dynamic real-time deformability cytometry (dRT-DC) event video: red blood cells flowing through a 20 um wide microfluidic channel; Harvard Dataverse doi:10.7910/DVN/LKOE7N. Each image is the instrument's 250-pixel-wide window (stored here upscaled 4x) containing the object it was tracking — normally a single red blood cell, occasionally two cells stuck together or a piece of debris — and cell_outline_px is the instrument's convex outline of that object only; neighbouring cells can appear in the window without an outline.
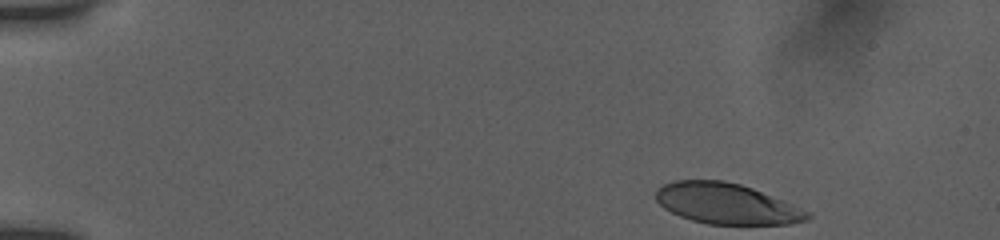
{"species": "human", "species_latin": "Homo sapiens", "temperature_condition": "room temperature", "stored_images_in_passage": 48, "camera_frame_rate_fps": 3000, "um_per_image_px": 0.085, "donor": {"sex": "female"}, "frame": {"image": 1, "passage_image": 1, "time_ms": 0.0, "image_size_px": [1000, 240], "cell_outline_px": [[812, 216], [808, 220], [792, 224], [708, 224], [692, 220], [680, 216], [664, 208], [656, 200], [656, 192], [664, 184], [676, 180], [724, 180], [740, 184], [752, 188], [784, 200], [812, 212]], "centroid_in_image_um": [61.82, 17.31], "position_along_channel_um": 23.2, "area_um2": 36.01}}
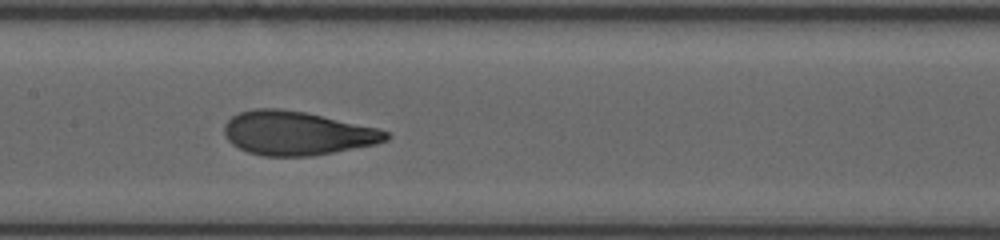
{"frame": {"image": 2, "passage_image": 25, "time_ms": 7.0, "image_size_px": [1000, 240], "cell_outline_px": [[392, 136], [388, 140], [376, 144], [312, 156], [264, 156], [248, 152], [232, 144], [228, 140], [224, 132], [224, 124], [232, 116], [240, 112], [256, 108], [280, 108], [304, 112], [380, 128], [388, 132]], "centroid_in_image_um": [25.27, 11.32], "position_along_channel_um": 182.1, "area_um2": 41.38}}
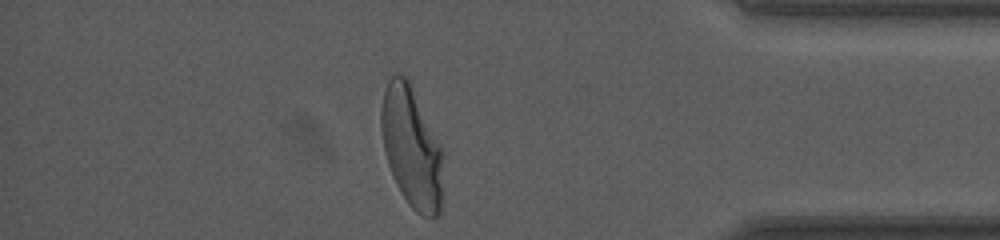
{"frame": {"image": 3, "passage_image": 47, "time_ms": 13.333, "image_size_px": [1000, 240], "cell_outline_px": [[444, 156], [440, 212], [432, 220], [416, 212], [408, 204], [400, 192], [396, 184], [388, 164], [384, 152], [380, 128], [380, 108], [384, 92], [388, 80], [392, 76], [408, 76], [444, 148]], "centroid_in_image_um": [35.01, 12.51], "position_along_channel_um": 400.2, "area_um2": 44.8}, "authors_computed_cell_mechanics": {"area_um2": 41.1536, "velocity_mm_per_s": 3.8523, "shape_relaxation_time_tau1_ms": 4.602, "shape_relaxation_time_tau2_ms": 0.7656, "deformation_change_tau1": 0.1925, "deformation_change_tau2": 0.0667}}